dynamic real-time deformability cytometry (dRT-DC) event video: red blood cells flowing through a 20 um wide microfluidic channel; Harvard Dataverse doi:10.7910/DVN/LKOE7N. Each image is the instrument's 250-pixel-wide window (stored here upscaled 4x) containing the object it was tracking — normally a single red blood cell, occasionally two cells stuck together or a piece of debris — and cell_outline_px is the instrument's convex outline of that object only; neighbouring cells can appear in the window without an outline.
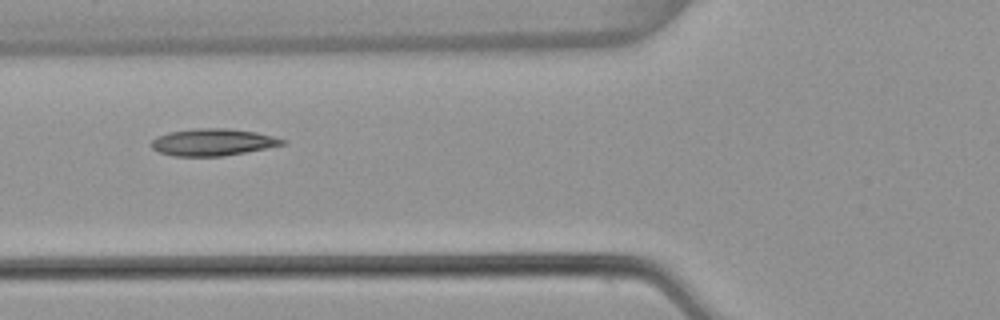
{"species": "common noctule bat (a hibernating species)", "species_latin": "Nyctalus noctula", "temperature_condition": "warm", "stored_images_in_passage": 9, "camera_frame_rate_fps": 3000, "um_per_image_px": 0.085, "animal": {"sex": "female", "body_mass_g": 22.7, "forearm_length_mm": 54.2}, "frame": {"image": 1, "passage_image": 6, "time_ms": 1.667, "image_size_px": [1000, 320], "cell_outline_px": [[288, 140], [284, 144], [224, 156], [172, 156], [160, 152], [152, 148], [152, 140], [156, 136], [168, 132], [196, 128], [228, 128], [256, 132]], "centroid_in_image_um": [18.06, 12.08], "position_along_channel_um": 107.7, "area_um2": 20.52}}
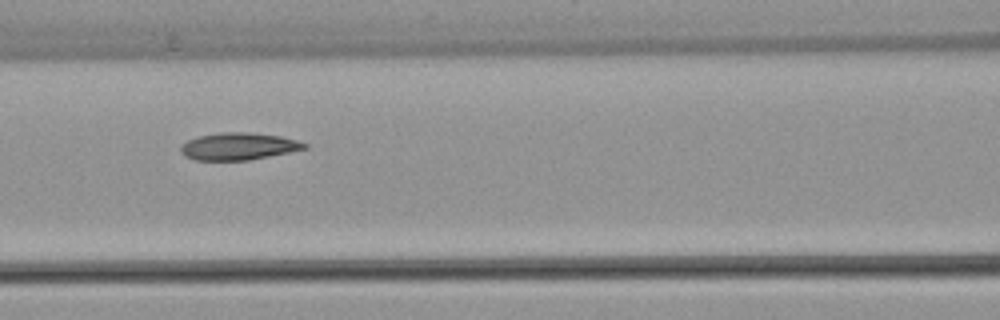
{"frame": {"image": 2, "passage_image": 7, "time_ms": 2.0, "image_size_px": [1000, 320], "cell_outline_px": [[308, 148], [248, 160], [196, 160], [184, 156], [180, 152], [180, 144], [188, 140], [200, 136], [220, 132], [244, 132], [280, 136], [296, 140], [308, 144]], "centroid_in_image_um": [20.23, 12.44], "position_along_channel_um": 146.4, "area_um2": 19.48}}
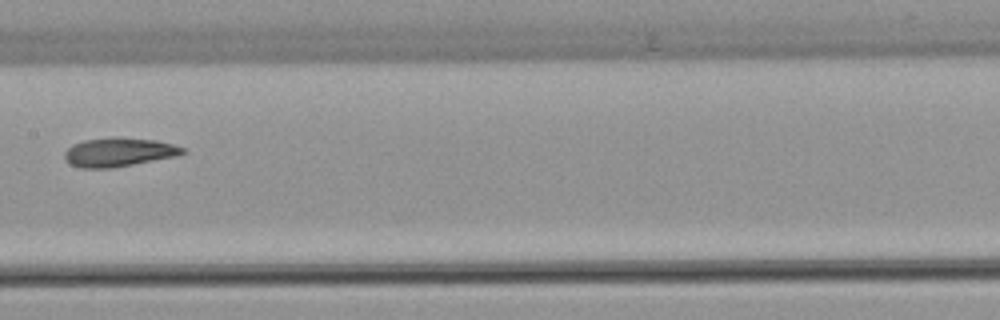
{"frame": {"image": 3, "passage_image": 8, "time_ms": 2.333, "image_size_px": [1000, 320], "cell_outline_px": [[184, 152], [176, 156], [112, 168], [80, 168], [64, 160], [64, 152], [72, 144], [84, 140], [112, 136], [156, 140], [172, 144], [184, 148]], "centroid_in_image_um": [10.04, 12.92], "position_along_channel_um": 197.4, "area_um2": 19.88}}